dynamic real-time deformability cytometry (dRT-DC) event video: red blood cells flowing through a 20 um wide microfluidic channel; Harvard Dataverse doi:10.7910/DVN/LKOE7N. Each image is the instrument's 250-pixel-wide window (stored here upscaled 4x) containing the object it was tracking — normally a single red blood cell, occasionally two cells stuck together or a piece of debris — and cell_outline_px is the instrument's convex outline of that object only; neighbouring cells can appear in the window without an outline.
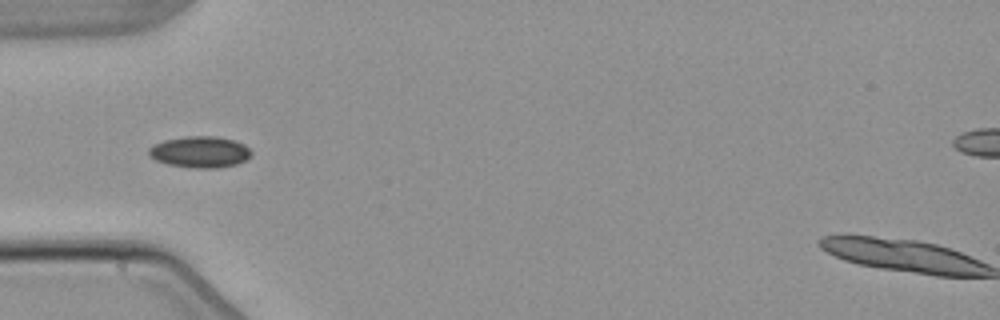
{"species": "common noctule bat (a hibernating species)", "species_latin": "Nyctalus noctula", "temperature_condition": "warm", "stored_images_in_passage": 7, "camera_frame_rate_fps": 3000, "um_per_image_px": 0.085, "animal": {"sex": "male", "body_mass_g": 21.5, "forearm_length_mm": 52.0}, "frame": {"image": 1, "passage_image": 5, "time_ms": 5.0, "image_size_px": [1000, 320], "cell_outline_px": [[252, 152], [244, 160], [236, 164], [216, 168], [196, 168], [168, 164], [156, 160], [148, 156], [148, 148], [164, 140], [188, 136], [216, 136], [232, 140], [244, 144]], "centroid_in_image_um": [16.97, 12.91], "position_along_channel_um": 68.0, "area_um2": 18.5}}